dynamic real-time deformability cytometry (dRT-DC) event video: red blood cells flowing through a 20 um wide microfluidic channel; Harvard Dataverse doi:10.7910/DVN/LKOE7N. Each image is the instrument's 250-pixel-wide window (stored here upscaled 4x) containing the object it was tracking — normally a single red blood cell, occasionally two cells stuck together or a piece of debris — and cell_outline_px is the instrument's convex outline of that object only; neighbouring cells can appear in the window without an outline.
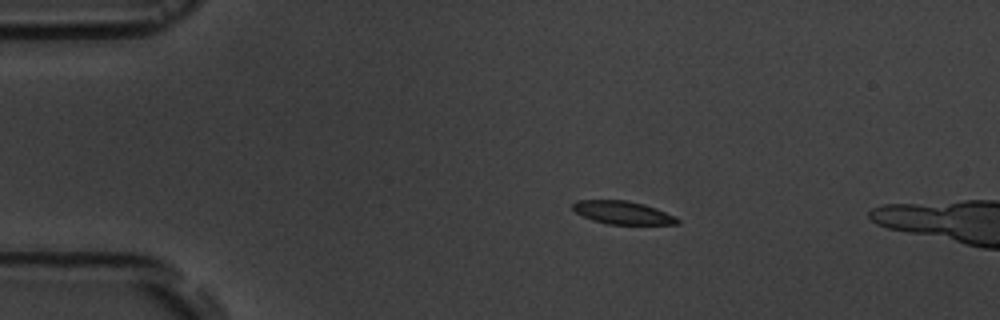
{"species": "common noctule bat (a hibernating species)", "species_latin": "Nyctalus noctula", "temperature_condition": "room temperature", "stored_images_in_passage": 3, "camera_frame_rate_fps": 3000, "um_per_image_px": 0.085, "animal": {"sex": "male", "body_mass_g": 19.5, "forearm_length_mm": 54.6}, "frame": {"image": 1, "passage_image": 2, "time_ms": 1.0, "image_size_px": [1000, 320], "cell_outline_px": [[680, 224], [608, 224], [592, 220], [576, 212], [572, 208], [572, 204], [576, 200], [628, 200], [644, 204], [656, 208], [676, 216], [680, 220]], "centroid_in_image_um": [52.95, 18.07], "position_along_channel_um": 32.1, "area_um2": 14.1}}